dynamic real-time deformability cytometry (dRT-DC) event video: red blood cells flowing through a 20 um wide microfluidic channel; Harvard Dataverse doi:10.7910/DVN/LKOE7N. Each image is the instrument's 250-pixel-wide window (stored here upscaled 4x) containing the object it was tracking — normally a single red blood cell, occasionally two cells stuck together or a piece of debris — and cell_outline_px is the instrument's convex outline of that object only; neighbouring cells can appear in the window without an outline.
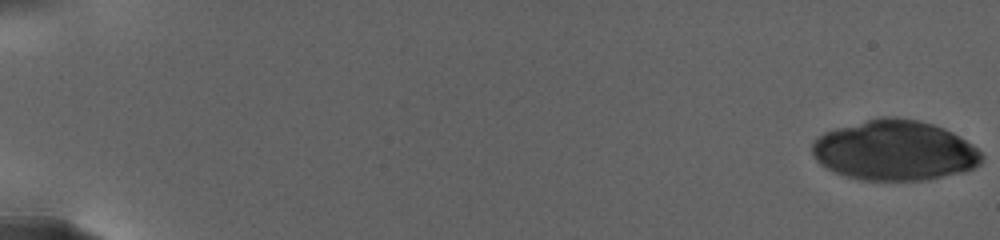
{"species": "human", "species_latin": "Homo sapiens", "temperature_condition": "warm", "stored_images_in_passage": 67, "camera_frame_rate_fps": 3000, "um_per_image_px": 0.085, "donor": {"sex": "female"}, "frame": {"image": 1, "passage_image": 1, "time_ms": 0.0, "image_size_px": [1000, 240], "cell_outline_px": [[980, 164], [964, 172], [928, 180], [860, 180], [836, 172], [820, 164], [816, 160], [812, 152], [812, 140], [816, 136], [824, 132], [836, 128], [884, 116], [916, 120], [932, 124], [944, 128], [960, 136], [972, 144], [980, 152]], "centroid_in_image_um": [76.03, 12.8], "position_along_channel_um": 9.0, "area_um2": 59.19}}